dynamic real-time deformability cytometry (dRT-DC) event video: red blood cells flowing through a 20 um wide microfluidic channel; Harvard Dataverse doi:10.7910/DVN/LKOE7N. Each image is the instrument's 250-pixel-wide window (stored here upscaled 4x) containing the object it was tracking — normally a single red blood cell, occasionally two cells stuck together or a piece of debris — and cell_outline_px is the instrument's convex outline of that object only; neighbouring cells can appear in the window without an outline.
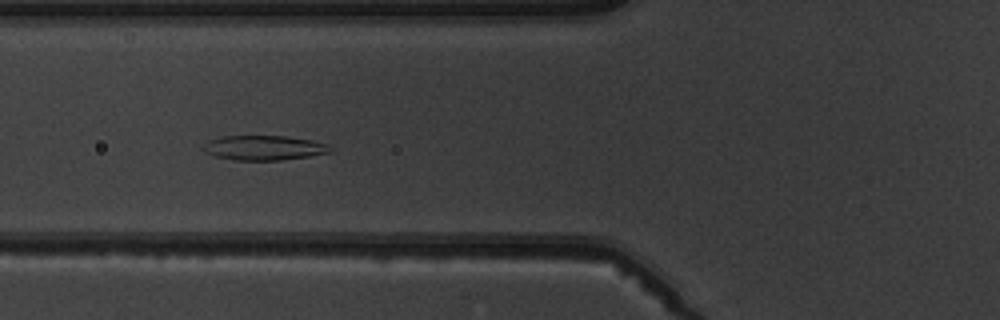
{"species": "common noctule bat (a hibernating species)", "species_latin": "Nyctalus noctula", "temperature_condition": "warm", "stored_images_in_passage": 7, "camera_frame_rate_fps": 3000, "um_per_image_px": 0.085, "animal": {"sex": "male", "body_mass_g": 19.5, "forearm_length_mm": 54.6}, "frame": {"image": 1, "passage_image": 6, "time_ms": 5.667, "image_size_px": [1000, 320], "cell_outline_px": [[332, 152], [308, 156], [280, 160], [232, 160], [216, 156], [204, 152], [204, 144], [208, 140], [224, 136], [284, 136], [312, 140], [324, 144]], "centroid_in_image_um": [22.38, 12.56], "position_along_channel_um": 103.4, "area_um2": 17.98}}
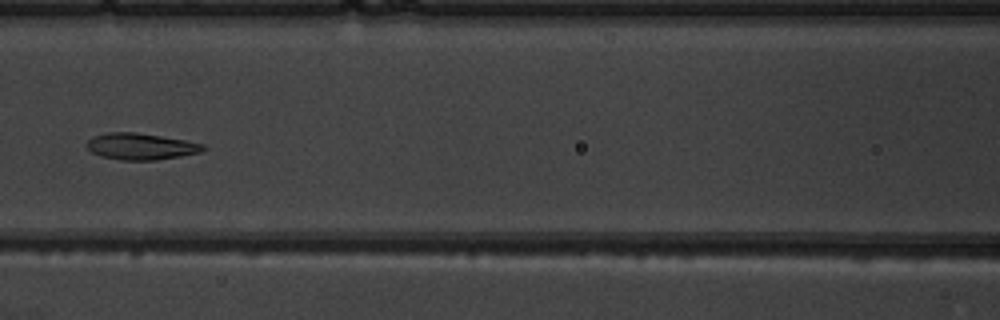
{"frame": {"image": 2, "passage_image": 7, "time_ms": 7.0, "image_size_px": [1000, 320], "cell_outline_px": [[208, 148], [200, 152], [180, 156], [156, 160], [120, 160], [100, 156], [92, 152], [88, 148], [88, 140], [92, 136], [104, 132], [136, 132], [184, 140], [204, 144]], "centroid_in_image_um": [11.96, 12.44], "position_along_channel_um": 154.6, "area_um2": 17.98}}